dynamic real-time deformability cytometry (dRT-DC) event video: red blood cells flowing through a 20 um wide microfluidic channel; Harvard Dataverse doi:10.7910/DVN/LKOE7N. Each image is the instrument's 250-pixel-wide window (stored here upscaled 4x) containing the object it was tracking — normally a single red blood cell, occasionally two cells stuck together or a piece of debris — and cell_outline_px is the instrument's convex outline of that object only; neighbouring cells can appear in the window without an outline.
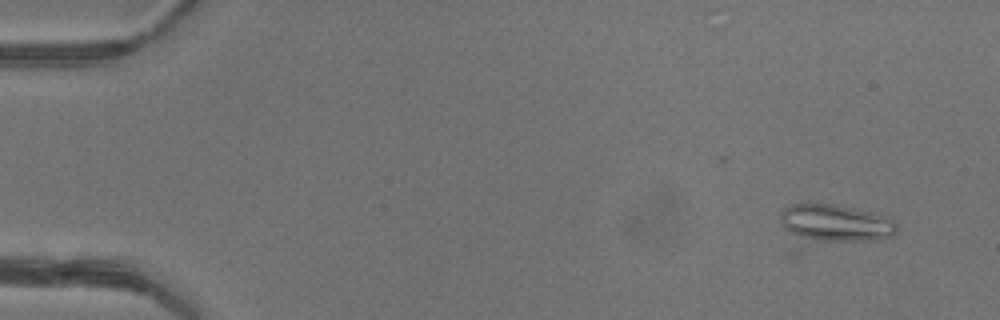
{"species": "common noctule bat (a hibernating species)", "species_latin": "Nyctalus noctula", "temperature_condition": "warm", "stored_images_in_passage": 3, "camera_frame_rate_fps": 3000, "um_per_image_px": 0.085, "animal": {"sex": "female"}, "frame": {"image": 1, "passage_image": 3, "time_ms": 0.667, "image_size_px": [1000, 320], "cell_outline_px": [[900, 228], [892, 236], [800, 256], [784, 256], [780, 220], [780, 216], [784, 208], [792, 204], [808, 200], [832, 204], [872, 212], [888, 216]], "centroid_in_image_um": [70.52, 19.33], "position_along_channel_um": 14.5, "area_um2": 32.89}}